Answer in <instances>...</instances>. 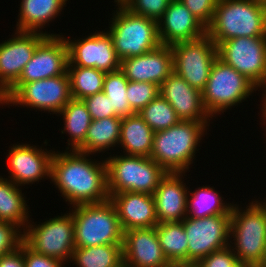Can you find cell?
<instances>
[{"mask_svg": "<svg viewBox=\"0 0 266 267\" xmlns=\"http://www.w3.org/2000/svg\"><path fill=\"white\" fill-rule=\"evenodd\" d=\"M238 262L233 249L229 245L224 249L212 252L196 265L198 267H235Z\"/></svg>", "mask_w": 266, "mask_h": 267, "instance_id": "40", "label": "cell"}, {"mask_svg": "<svg viewBox=\"0 0 266 267\" xmlns=\"http://www.w3.org/2000/svg\"><path fill=\"white\" fill-rule=\"evenodd\" d=\"M206 35L216 45L237 37H266V7L254 0H218Z\"/></svg>", "mask_w": 266, "mask_h": 267, "instance_id": "3", "label": "cell"}, {"mask_svg": "<svg viewBox=\"0 0 266 267\" xmlns=\"http://www.w3.org/2000/svg\"><path fill=\"white\" fill-rule=\"evenodd\" d=\"M218 58L256 87L266 77V37H237L217 45Z\"/></svg>", "mask_w": 266, "mask_h": 267, "instance_id": "13", "label": "cell"}, {"mask_svg": "<svg viewBox=\"0 0 266 267\" xmlns=\"http://www.w3.org/2000/svg\"><path fill=\"white\" fill-rule=\"evenodd\" d=\"M188 238L187 264H197L212 252L230 245L231 215L188 218L181 221Z\"/></svg>", "mask_w": 266, "mask_h": 267, "instance_id": "12", "label": "cell"}, {"mask_svg": "<svg viewBox=\"0 0 266 267\" xmlns=\"http://www.w3.org/2000/svg\"><path fill=\"white\" fill-rule=\"evenodd\" d=\"M159 90V94L169 102L180 120H212L204 107L202 92L191 87L175 72L164 80L159 86Z\"/></svg>", "mask_w": 266, "mask_h": 267, "instance_id": "21", "label": "cell"}, {"mask_svg": "<svg viewBox=\"0 0 266 267\" xmlns=\"http://www.w3.org/2000/svg\"><path fill=\"white\" fill-rule=\"evenodd\" d=\"M159 244L170 264H187L188 238L182 222L158 223Z\"/></svg>", "mask_w": 266, "mask_h": 267, "instance_id": "30", "label": "cell"}, {"mask_svg": "<svg viewBox=\"0 0 266 267\" xmlns=\"http://www.w3.org/2000/svg\"><path fill=\"white\" fill-rule=\"evenodd\" d=\"M68 0H21L16 31L40 32L47 36H60V34L42 31L50 22L60 16Z\"/></svg>", "mask_w": 266, "mask_h": 267, "instance_id": "24", "label": "cell"}, {"mask_svg": "<svg viewBox=\"0 0 266 267\" xmlns=\"http://www.w3.org/2000/svg\"><path fill=\"white\" fill-rule=\"evenodd\" d=\"M161 45L171 46L203 38L206 27L198 21L180 0H171L158 21Z\"/></svg>", "mask_w": 266, "mask_h": 267, "instance_id": "20", "label": "cell"}, {"mask_svg": "<svg viewBox=\"0 0 266 267\" xmlns=\"http://www.w3.org/2000/svg\"><path fill=\"white\" fill-rule=\"evenodd\" d=\"M68 47L64 35L47 36L36 48L15 84L64 75L68 71Z\"/></svg>", "mask_w": 266, "mask_h": 267, "instance_id": "17", "label": "cell"}, {"mask_svg": "<svg viewBox=\"0 0 266 267\" xmlns=\"http://www.w3.org/2000/svg\"><path fill=\"white\" fill-rule=\"evenodd\" d=\"M71 99L70 77L67 72L53 78L14 84L1 97V102L2 107L4 104L8 107L24 106L57 115Z\"/></svg>", "mask_w": 266, "mask_h": 267, "instance_id": "9", "label": "cell"}, {"mask_svg": "<svg viewBox=\"0 0 266 267\" xmlns=\"http://www.w3.org/2000/svg\"><path fill=\"white\" fill-rule=\"evenodd\" d=\"M256 90L250 80L217 57L202 91V101L213 118L245 102Z\"/></svg>", "mask_w": 266, "mask_h": 267, "instance_id": "8", "label": "cell"}, {"mask_svg": "<svg viewBox=\"0 0 266 267\" xmlns=\"http://www.w3.org/2000/svg\"><path fill=\"white\" fill-rule=\"evenodd\" d=\"M60 115L64 121L61 133L66 132L70 135L66 150H76L85 141L88 128L92 122L87 106L83 100L71 99L57 114V116Z\"/></svg>", "mask_w": 266, "mask_h": 267, "instance_id": "29", "label": "cell"}, {"mask_svg": "<svg viewBox=\"0 0 266 267\" xmlns=\"http://www.w3.org/2000/svg\"><path fill=\"white\" fill-rule=\"evenodd\" d=\"M266 198V197H265ZM266 207V199L260 201Z\"/></svg>", "mask_w": 266, "mask_h": 267, "instance_id": "50", "label": "cell"}, {"mask_svg": "<svg viewBox=\"0 0 266 267\" xmlns=\"http://www.w3.org/2000/svg\"><path fill=\"white\" fill-rule=\"evenodd\" d=\"M235 267H257V266L251 263L238 262L235 265Z\"/></svg>", "mask_w": 266, "mask_h": 267, "instance_id": "44", "label": "cell"}, {"mask_svg": "<svg viewBox=\"0 0 266 267\" xmlns=\"http://www.w3.org/2000/svg\"><path fill=\"white\" fill-rule=\"evenodd\" d=\"M120 70L128 81L148 82L160 86L174 72L172 49L170 46L160 45L145 54L122 59Z\"/></svg>", "mask_w": 266, "mask_h": 267, "instance_id": "19", "label": "cell"}, {"mask_svg": "<svg viewBox=\"0 0 266 267\" xmlns=\"http://www.w3.org/2000/svg\"><path fill=\"white\" fill-rule=\"evenodd\" d=\"M13 144L7 154L8 179L17 186L32 185L42 179H51V161L54 149L37 148L31 144ZM49 177V178H48ZM30 183V184H29Z\"/></svg>", "mask_w": 266, "mask_h": 267, "instance_id": "16", "label": "cell"}, {"mask_svg": "<svg viewBox=\"0 0 266 267\" xmlns=\"http://www.w3.org/2000/svg\"><path fill=\"white\" fill-rule=\"evenodd\" d=\"M180 2L207 27L212 21L218 0H180Z\"/></svg>", "mask_w": 266, "mask_h": 267, "instance_id": "39", "label": "cell"}, {"mask_svg": "<svg viewBox=\"0 0 266 267\" xmlns=\"http://www.w3.org/2000/svg\"><path fill=\"white\" fill-rule=\"evenodd\" d=\"M14 31L0 43V97L18 81L37 46L47 37L40 32Z\"/></svg>", "mask_w": 266, "mask_h": 267, "instance_id": "15", "label": "cell"}, {"mask_svg": "<svg viewBox=\"0 0 266 267\" xmlns=\"http://www.w3.org/2000/svg\"><path fill=\"white\" fill-rule=\"evenodd\" d=\"M75 248L100 245H122L123 230L115 207L108 199L101 203L71 207Z\"/></svg>", "mask_w": 266, "mask_h": 267, "instance_id": "6", "label": "cell"}, {"mask_svg": "<svg viewBox=\"0 0 266 267\" xmlns=\"http://www.w3.org/2000/svg\"><path fill=\"white\" fill-rule=\"evenodd\" d=\"M169 267H198L196 264H171Z\"/></svg>", "mask_w": 266, "mask_h": 267, "instance_id": "45", "label": "cell"}, {"mask_svg": "<svg viewBox=\"0 0 266 267\" xmlns=\"http://www.w3.org/2000/svg\"><path fill=\"white\" fill-rule=\"evenodd\" d=\"M76 267H115L123 261L122 245L75 248L69 263Z\"/></svg>", "mask_w": 266, "mask_h": 267, "instance_id": "31", "label": "cell"}, {"mask_svg": "<svg viewBox=\"0 0 266 267\" xmlns=\"http://www.w3.org/2000/svg\"><path fill=\"white\" fill-rule=\"evenodd\" d=\"M68 47V66L96 68L105 73L120 69L121 60L117 57L113 41L106 31L90 33L89 36L71 40L64 37Z\"/></svg>", "mask_w": 266, "mask_h": 267, "instance_id": "14", "label": "cell"}, {"mask_svg": "<svg viewBox=\"0 0 266 267\" xmlns=\"http://www.w3.org/2000/svg\"><path fill=\"white\" fill-rule=\"evenodd\" d=\"M257 267H266V245H265V251H264L263 258Z\"/></svg>", "mask_w": 266, "mask_h": 267, "instance_id": "46", "label": "cell"}, {"mask_svg": "<svg viewBox=\"0 0 266 267\" xmlns=\"http://www.w3.org/2000/svg\"><path fill=\"white\" fill-rule=\"evenodd\" d=\"M25 267H65L64 262L50 256L34 252L24 243Z\"/></svg>", "mask_w": 266, "mask_h": 267, "instance_id": "41", "label": "cell"}, {"mask_svg": "<svg viewBox=\"0 0 266 267\" xmlns=\"http://www.w3.org/2000/svg\"><path fill=\"white\" fill-rule=\"evenodd\" d=\"M186 172H167L156 188L153 198L158 223L181 222L186 218L189 188L182 177Z\"/></svg>", "mask_w": 266, "mask_h": 267, "instance_id": "22", "label": "cell"}, {"mask_svg": "<svg viewBox=\"0 0 266 267\" xmlns=\"http://www.w3.org/2000/svg\"><path fill=\"white\" fill-rule=\"evenodd\" d=\"M23 239L24 232L18 226L0 221V256L17 250Z\"/></svg>", "mask_w": 266, "mask_h": 267, "instance_id": "37", "label": "cell"}, {"mask_svg": "<svg viewBox=\"0 0 266 267\" xmlns=\"http://www.w3.org/2000/svg\"><path fill=\"white\" fill-rule=\"evenodd\" d=\"M69 151H55L51 161V183L58 188L60 196L70 207L107 201L106 160L97 161L90 154Z\"/></svg>", "mask_w": 266, "mask_h": 267, "instance_id": "1", "label": "cell"}, {"mask_svg": "<svg viewBox=\"0 0 266 267\" xmlns=\"http://www.w3.org/2000/svg\"><path fill=\"white\" fill-rule=\"evenodd\" d=\"M123 261L128 267H169L159 244L155 227L123 232Z\"/></svg>", "mask_w": 266, "mask_h": 267, "instance_id": "18", "label": "cell"}, {"mask_svg": "<svg viewBox=\"0 0 266 267\" xmlns=\"http://www.w3.org/2000/svg\"><path fill=\"white\" fill-rule=\"evenodd\" d=\"M105 158L109 194H154L167 171L150 157L115 155Z\"/></svg>", "mask_w": 266, "mask_h": 267, "instance_id": "7", "label": "cell"}, {"mask_svg": "<svg viewBox=\"0 0 266 267\" xmlns=\"http://www.w3.org/2000/svg\"><path fill=\"white\" fill-rule=\"evenodd\" d=\"M127 85L128 79L120 69L106 73L103 92L108 96L111 103V110L117 117H126L135 114L128 103L126 94Z\"/></svg>", "mask_w": 266, "mask_h": 267, "instance_id": "33", "label": "cell"}, {"mask_svg": "<svg viewBox=\"0 0 266 267\" xmlns=\"http://www.w3.org/2000/svg\"><path fill=\"white\" fill-rule=\"evenodd\" d=\"M20 187L0 175V221L22 227L24 232L27 223L33 218L29 217L30 208Z\"/></svg>", "mask_w": 266, "mask_h": 267, "instance_id": "27", "label": "cell"}, {"mask_svg": "<svg viewBox=\"0 0 266 267\" xmlns=\"http://www.w3.org/2000/svg\"><path fill=\"white\" fill-rule=\"evenodd\" d=\"M223 200L219 191L209 185L198 187L193 192L189 189L186 217L200 219L214 215H231L233 203H225Z\"/></svg>", "mask_w": 266, "mask_h": 267, "instance_id": "28", "label": "cell"}, {"mask_svg": "<svg viewBox=\"0 0 266 267\" xmlns=\"http://www.w3.org/2000/svg\"><path fill=\"white\" fill-rule=\"evenodd\" d=\"M121 122L122 117L117 116L92 120L85 141L76 150L96 155V153L100 154L101 152L111 151L112 147H118Z\"/></svg>", "mask_w": 266, "mask_h": 267, "instance_id": "26", "label": "cell"}, {"mask_svg": "<svg viewBox=\"0 0 266 267\" xmlns=\"http://www.w3.org/2000/svg\"><path fill=\"white\" fill-rule=\"evenodd\" d=\"M154 133L138 113L122 117L118 147L125 155L150 157Z\"/></svg>", "mask_w": 266, "mask_h": 267, "instance_id": "25", "label": "cell"}, {"mask_svg": "<svg viewBox=\"0 0 266 267\" xmlns=\"http://www.w3.org/2000/svg\"><path fill=\"white\" fill-rule=\"evenodd\" d=\"M83 102L86 104L92 120L116 116L111 110L108 96L103 91L85 97Z\"/></svg>", "mask_w": 266, "mask_h": 267, "instance_id": "38", "label": "cell"}, {"mask_svg": "<svg viewBox=\"0 0 266 267\" xmlns=\"http://www.w3.org/2000/svg\"><path fill=\"white\" fill-rule=\"evenodd\" d=\"M109 200L115 207L123 232L158 225L152 194L123 192L109 194Z\"/></svg>", "mask_w": 266, "mask_h": 267, "instance_id": "23", "label": "cell"}, {"mask_svg": "<svg viewBox=\"0 0 266 267\" xmlns=\"http://www.w3.org/2000/svg\"><path fill=\"white\" fill-rule=\"evenodd\" d=\"M115 4L118 7L113 10L107 32L120 60L145 54L161 45L157 21L132 13L121 2Z\"/></svg>", "mask_w": 266, "mask_h": 267, "instance_id": "4", "label": "cell"}, {"mask_svg": "<svg viewBox=\"0 0 266 267\" xmlns=\"http://www.w3.org/2000/svg\"><path fill=\"white\" fill-rule=\"evenodd\" d=\"M174 72L191 87L203 91L213 63L218 57L217 45L205 35L203 38L170 46Z\"/></svg>", "mask_w": 266, "mask_h": 267, "instance_id": "11", "label": "cell"}, {"mask_svg": "<svg viewBox=\"0 0 266 267\" xmlns=\"http://www.w3.org/2000/svg\"><path fill=\"white\" fill-rule=\"evenodd\" d=\"M115 267H128V266L124 261H122L119 265H117Z\"/></svg>", "mask_w": 266, "mask_h": 267, "instance_id": "49", "label": "cell"}, {"mask_svg": "<svg viewBox=\"0 0 266 267\" xmlns=\"http://www.w3.org/2000/svg\"><path fill=\"white\" fill-rule=\"evenodd\" d=\"M72 99L83 100L85 97L103 91L106 73L96 68L68 66Z\"/></svg>", "mask_w": 266, "mask_h": 267, "instance_id": "32", "label": "cell"}, {"mask_svg": "<svg viewBox=\"0 0 266 267\" xmlns=\"http://www.w3.org/2000/svg\"><path fill=\"white\" fill-rule=\"evenodd\" d=\"M68 212L38 225L30 220L24 231L23 242L38 254L68 264L75 249L73 215L71 211Z\"/></svg>", "mask_w": 266, "mask_h": 267, "instance_id": "10", "label": "cell"}, {"mask_svg": "<svg viewBox=\"0 0 266 267\" xmlns=\"http://www.w3.org/2000/svg\"><path fill=\"white\" fill-rule=\"evenodd\" d=\"M258 88H259L258 91L263 90L262 92H264V93H262L263 100L261 102L263 104L261 103V105H260V106H262L260 112H266V77L264 78V80L262 81V83L257 87V89ZM260 88H262V89H260Z\"/></svg>", "mask_w": 266, "mask_h": 267, "instance_id": "43", "label": "cell"}, {"mask_svg": "<svg viewBox=\"0 0 266 267\" xmlns=\"http://www.w3.org/2000/svg\"><path fill=\"white\" fill-rule=\"evenodd\" d=\"M254 1L258 3L259 5L266 7V0H254Z\"/></svg>", "mask_w": 266, "mask_h": 267, "instance_id": "48", "label": "cell"}, {"mask_svg": "<svg viewBox=\"0 0 266 267\" xmlns=\"http://www.w3.org/2000/svg\"><path fill=\"white\" fill-rule=\"evenodd\" d=\"M257 200L253 199L245 209L233 204L230 222V238H234L230 247L235 256L239 262L256 266L263 258L266 245V207Z\"/></svg>", "mask_w": 266, "mask_h": 267, "instance_id": "5", "label": "cell"}, {"mask_svg": "<svg viewBox=\"0 0 266 267\" xmlns=\"http://www.w3.org/2000/svg\"><path fill=\"white\" fill-rule=\"evenodd\" d=\"M210 121H183L154 133L150 158L167 172H188ZM194 159V160H193Z\"/></svg>", "mask_w": 266, "mask_h": 267, "instance_id": "2", "label": "cell"}, {"mask_svg": "<svg viewBox=\"0 0 266 267\" xmlns=\"http://www.w3.org/2000/svg\"><path fill=\"white\" fill-rule=\"evenodd\" d=\"M159 91L157 84L128 81L126 94L130 108L135 113L139 112L159 95Z\"/></svg>", "mask_w": 266, "mask_h": 267, "instance_id": "35", "label": "cell"}, {"mask_svg": "<svg viewBox=\"0 0 266 267\" xmlns=\"http://www.w3.org/2000/svg\"><path fill=\"white\" fill-rule=\"evenodd\" d=\"M262 113V117H261V119L263 120L262 122H261V125H264V127H265V129L264 130H266V112H261ZM265 135H266V132H265ZM266 137V136H265Z\"/></svg>", "mask_w": 266, "mask_h": 267, "instance_id": "47", "label": "cell"}, {"mask_svg": "<svg viewBox=\"0 0 266 267\" xmlns=\"http://www.w3.org/2000/svg\"><path fill=\"white\" fill-rule=\"evenodd\" d=\"M0 267H25L24 242L14 252L0 256Z\"/></svg>", "mask_w": 266, "mask_h": 267, "instance_id": "42", "label": "cell"}, {"mask_svg": "<svg viewBox=\"0 0 266 267\" xmlns=\"http://www.w3.org/2000/svg\"><path fill=\"white\" fill-rule=\"evenodd\" d=\"M137 113L154 132L168 129L180 121L173 107L160 94Z\"/></svg>", "mask_w": 266, "mask_h": 267, "instance_id": "34", "label": "cell"}, {"mask_svg": "<svg viewBox=\"0 0 266 267\" xmlns=\"http://www.w3.org/2000/svg\"><path fill=\"white\" fill-rule=\"evenodd\" d=\"M171 0H122L132 13L159 21Z\"/></svg>", "mask_w": 266, "mask_h": 267, "instance_id": "36", "label": "cell"}]
</instances>
